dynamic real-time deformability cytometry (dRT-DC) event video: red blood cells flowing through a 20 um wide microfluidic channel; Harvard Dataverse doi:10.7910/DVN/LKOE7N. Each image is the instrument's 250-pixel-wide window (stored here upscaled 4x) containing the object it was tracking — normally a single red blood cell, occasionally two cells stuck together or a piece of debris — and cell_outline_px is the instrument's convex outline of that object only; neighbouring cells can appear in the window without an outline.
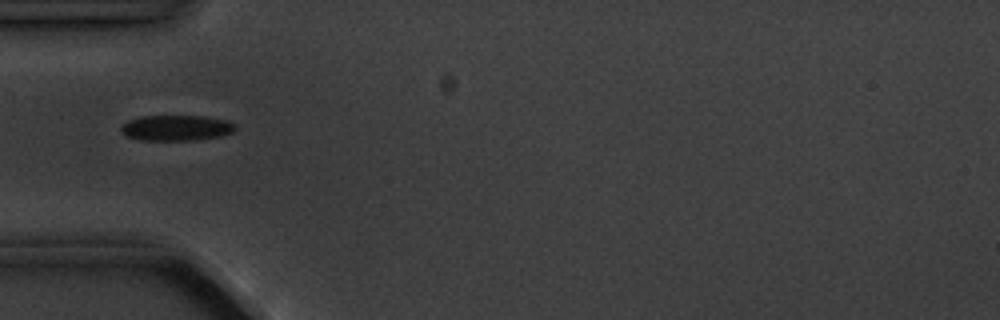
{"species": "common noctule bat (a hibernating species)", "species_latin": "Nyctalus noctula", "temperature_condition": "cold", "stored_images_in_passage": 13, "camera_frame_rate_fps": 3000, "um_per_image_px": 0.085, "animal": {"sex": "male", "body_mass_g": 20.1, "forearm_length_mm": 53.5}, "frame": {"image": 1, "passage_image": 3, "time_ms": 2.667, "image_size_px": [1000, 320], "cell_outline_px": [[236, 128], [232, 132], [220, 136], [192, 140], [140, 140], [124, 136], [120, 132], [120, 128], [128, 120], [140, 116], [204, 116], [228, 120], [236, 124]], "centroid_in_image_um": [14.96, 10.87], "position_along_channel_um": 70.0, "area_um2": 17.17}}
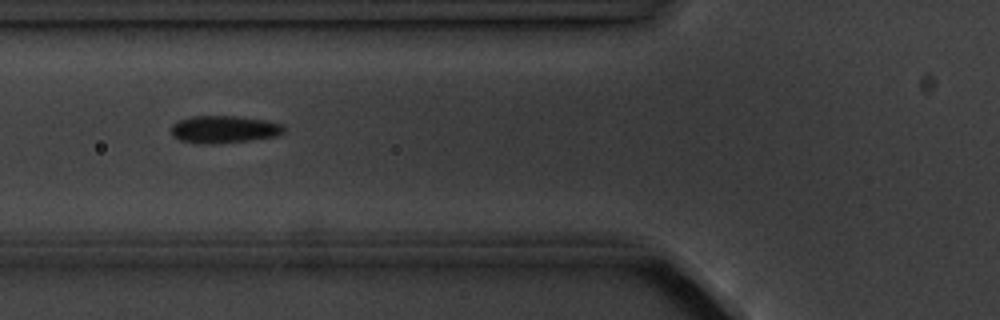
{"frame": {"image": 2, "passage_image": 4, "time_ms": 3.667, "image_size_px": [1000, 320], "cell_outline_px": [[284, 132], [276, 136], [252, 140], [212, 144], [204, 144], [180, 140], [172, 136], [172, 124], [180, 120], [192, 116], [236, 116], [264, 120], [284, 124]], "centroid_in_image_um": [19.05, 11.0], "position_along_channel_um": 106.7, "area_um2": 17.98}}
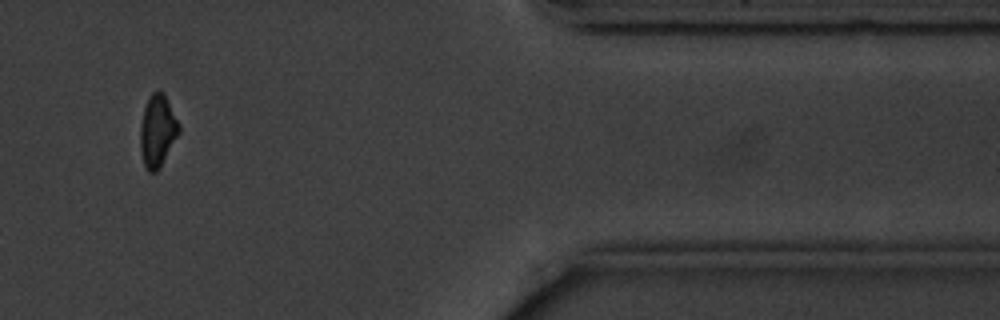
{"frame": {"image": 3, "passage_image": 11, "time_ms": 12.667, "image_size_px": [1000, 320], "cell_outline_px": [[180, 132], [160, 168], [156, 172], [148, 172], [144, 164], [140, 152], [140, 124], [144, 108], [152, 92], [164, 92], [180, 124]], "centroid_in_image_um": [13.39, 11.14], "position_along_channel_um": 398.0, "area_um2": 16.36}, "authors_computed_cell_mechanics": {"area_um2": 17.1666, "velocity_mm_per_s": 3.6225, "shape_relaxation_time_tau1_ms": 1.7197, "shape_relaxation_time_tau2_ms": null, "deformation_change_tau1": 0.062, "deformation_change_tau2": null}}